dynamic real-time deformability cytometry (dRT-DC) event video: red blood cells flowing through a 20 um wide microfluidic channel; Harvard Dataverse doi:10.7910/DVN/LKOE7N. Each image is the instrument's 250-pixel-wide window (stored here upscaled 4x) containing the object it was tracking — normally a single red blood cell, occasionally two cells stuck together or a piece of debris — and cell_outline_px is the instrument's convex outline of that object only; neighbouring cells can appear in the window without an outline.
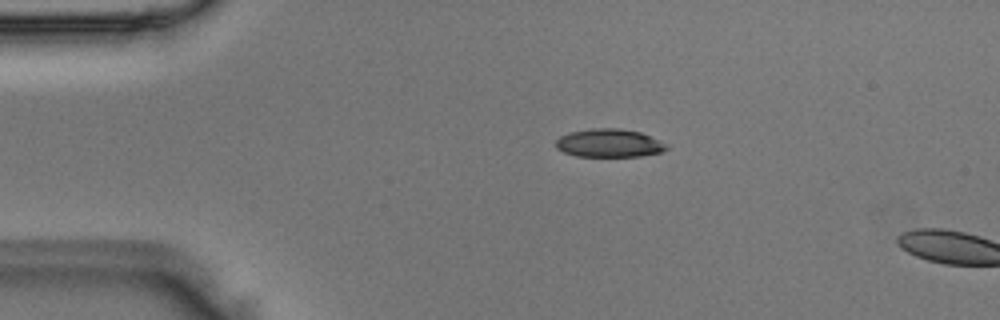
{"species": "Egyptian fruit bat (a non-hibernating species)", "species_latin": "Rousettus aegyptiacus", "temperature_condition": "room temperature", "stored_images_in_passage": 3, "camera_frame_rate_fps": 3000, "um_per_image_px": 0.085, "animal": {"sex": "male"}, "frame": {"image": 1, "passage_image": 2, "time_ms": 0.333, "image_size_px": [1000, 320], "cell_outline_px": [[668, 148], [664, 152], [640, 156], [576, 156], [564, 152], [556, 148], [556, 140], [560, 136], [568, 132], [592, 128], [620, 128], [640, 132], [668, 144]], "centroid_in_image_um": [51.78, 12.16], "position_along_channel_um": 33.2, "area_um2": 18.32}}